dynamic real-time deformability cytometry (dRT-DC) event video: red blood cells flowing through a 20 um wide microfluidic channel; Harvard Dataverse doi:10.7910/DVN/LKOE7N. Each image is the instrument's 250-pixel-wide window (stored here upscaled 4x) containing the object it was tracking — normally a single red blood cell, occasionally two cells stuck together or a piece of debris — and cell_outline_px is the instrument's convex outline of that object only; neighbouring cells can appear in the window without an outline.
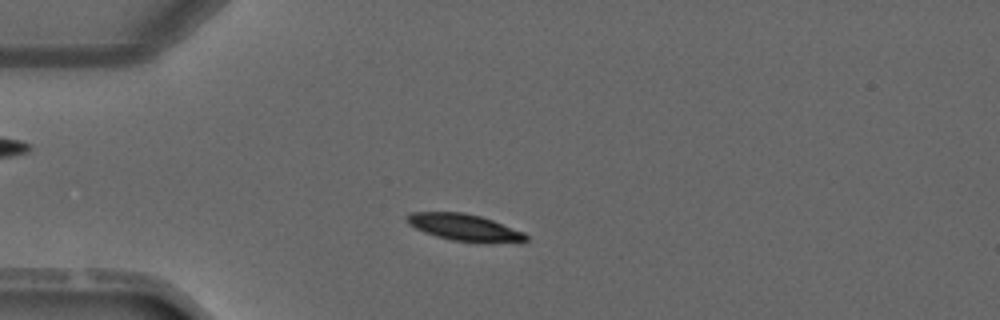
{"species": "common noctule bat (a hibernating species)", "species_latin": "Nyctalus noctula", "temperature_condition": "warm", "stored_images_in_passage": 3, "camera_frame_rate_fps": 3000, "um_per_image_px": 0.085, "animal": {"sex": "male", "forearm_length_mm": 52.5}, "frame": {"image": 1, "passage_image": 2, "time_ms": 1.333, "image_size_px": [1000, 320], "cell_outline_px": [[528, 240], [524, 244], [480, 244], [452, 240], [436, 236], [424, 232], [408, 224], [404, 220], [404, 216], [412, 212], [464, 212], [480, 216], [492, 220], [524, 232], [528, 236]], "centroid_in_image_um": [39.57, 19.38], "position_along_channel_um": 45.4, "area_um2": 19.42}}